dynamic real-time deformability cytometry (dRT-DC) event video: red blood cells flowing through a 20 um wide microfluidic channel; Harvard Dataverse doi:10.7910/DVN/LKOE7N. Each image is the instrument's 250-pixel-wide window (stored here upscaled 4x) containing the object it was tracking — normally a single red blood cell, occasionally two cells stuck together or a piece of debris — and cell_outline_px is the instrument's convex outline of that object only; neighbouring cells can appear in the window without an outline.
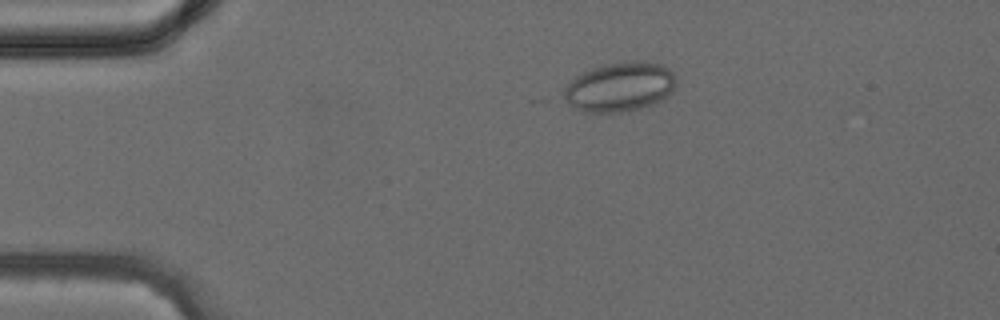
{"species": "common noctule bat (a hibernating species)", "species_latin": "Nyctalus noctula", "temperature_condition": "cold", "stored_images_in_passage": 32, "camera_frame_rate_fps": 3000, "um_per_image_px": 0.085, "animal": {"sex": "female", "body_mass_g": 24.6, "forearm_length_mm": 56.2}, "frame": {"image": 1, "passage_image": 1, "time_ms": 0.0, "image_size_px": [1000, 320], "cell_outline_px": [[676, 84], [672, 92], [668, 96], [652, 104], [628, 112], [584, 112], [576, 108], [564, 100], [564, 88], [576, 76], [592, 68], [604, 64], [632, 60], [644, 60], [660, 64], [668, 68], [676, 76]], "centroid_in_image_um": [52.71, 7.37], "position_along_channel_um": 32.3, "area_um2": 32.48}}
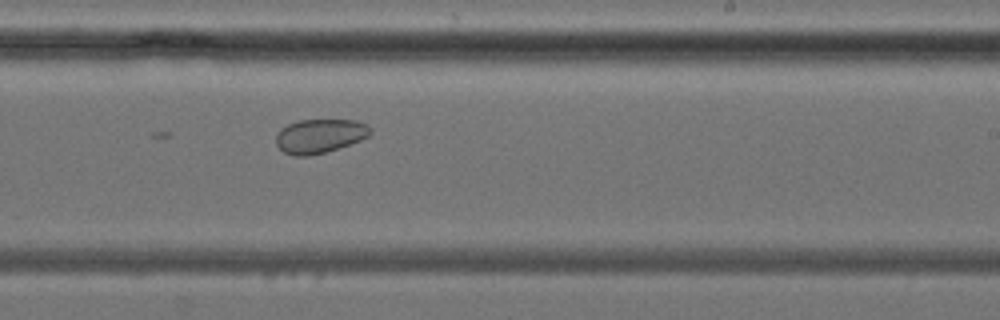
{"frame": {"image": 2, "passage_image": 17, "time_ms": 5.333, "image_size_px": [1000, 320], "cell_outline_px": [[372, 132], [368, 136], [360, 140], [324, 152], [308, 156], [296, 156], [284, 152], [276, 144], [276, 136], [280, 128], [288, 124], [300, 120], [356, 120], [368, 124], [372, 128]], "centroid_in_image_um": [27.18, 11.54], "position_along_channel_um": 261.8, "area_um2": 18.61}}